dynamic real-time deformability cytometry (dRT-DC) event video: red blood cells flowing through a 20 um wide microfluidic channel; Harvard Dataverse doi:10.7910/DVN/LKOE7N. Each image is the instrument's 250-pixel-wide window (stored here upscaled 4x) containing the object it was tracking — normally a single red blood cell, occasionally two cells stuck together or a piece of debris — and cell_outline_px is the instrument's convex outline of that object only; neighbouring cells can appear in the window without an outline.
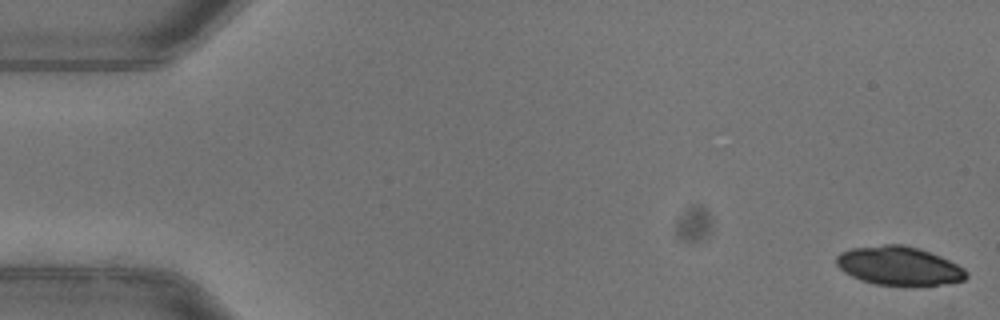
{"species": "common noctule bat (a hibernating species)", "species_latin": "Nyctalus noctula", "temperature_condition": "warm", "stored_images_in_passage": 13, "camera_frame_rate_fps": 3000, "um_per_image_px": 0.085, "animal": {"sex": "female"}, "frame": {"image": 1, "passage_image": 1, "time_ms": 0.0, "image_size_px": [1000, 320], "cell_outline_px": [[968, 276], [964, 280], [940, 284], [912, 288], [876, 284], [860, 280], [844, 272], [836, 264], [836, 256], [840, 252], [852, 248], [884, 244], [900, 244], [920, 248], [940, 256], [964, 268], [968, 272]], "centroid_in_image_um": [76.42, 22.62], "position_along_channel_um": 8.6, "area_um2": 29.88}}